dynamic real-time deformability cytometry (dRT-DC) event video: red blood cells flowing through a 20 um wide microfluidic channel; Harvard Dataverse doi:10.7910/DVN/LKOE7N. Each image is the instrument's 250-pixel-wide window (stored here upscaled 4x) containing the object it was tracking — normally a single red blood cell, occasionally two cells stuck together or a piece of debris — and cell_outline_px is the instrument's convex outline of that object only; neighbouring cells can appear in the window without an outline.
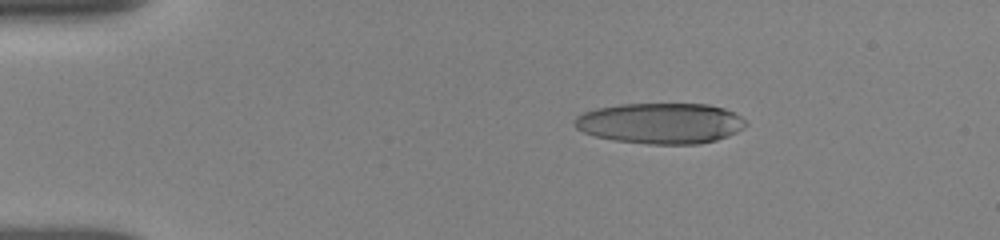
{"species": "human", "species_latin": "Homo sapiens", "temperature_condition": "room temperature", "stored_images_in_passage": 43, "camera_frame_rate_fps": 3000, "um_per_image_px": 0.085, "donor": {"sex": "female"}, "frame": {"image": 1, "passage_image": 13, "time_ms": 2.667, "image_size_px": [1000, 240], "cell_outline_px": [[748, 124], [744, 128], [728, 136], [716, 140], [700, 144], [648, 144], [616, 140], [596, 136], [584, 132], [576, 128], [572, 120], [576, 116], [584, 112], [596, 108], [620, 104], [708, 104], [724, 108], [740, 116]], "centroid_in_image_um": [56.14, 10.47], "position_along_channel_um": 28.9, "area_um2": 40.69}}
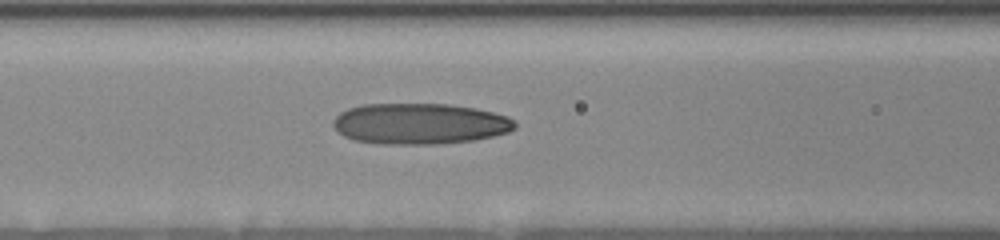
{"frame": {"image": 2, "passage_image": 28, "time_ms": 7.0, "image_size_px": [1000, 240], "cell_outline_px": [[516, 128], [508, 132], [492, 136], [472, 140], [440, 144], [380, 144], [352, 140], [344, 136], [332, 124], [332, 120], [340, 112], [348, 108], [360, 104], [448, 104], [476, 108], [508, 116], [516, 124]], "centroid_in_image_um": [35.65, 10.51], "position_along_channel_um": 130.9, "area_um2": 43.52}}
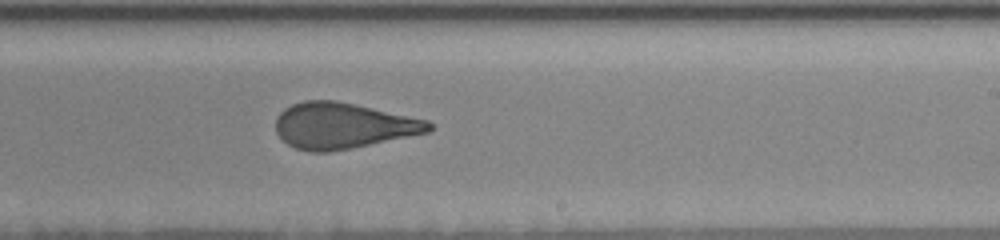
{"frame": {"image": 3, "passage_image": 41, "time_ms": 10.333, "image_size_px": [1000, 240], "cell_outline_px": [[432, 128], [428, 132], [328, 152], [312, 152], [296, 148], [288, 144], [276, 132], [276, 116], [284, 108], [292, 104], [304, 100], [336, 100], [428, 120], [432, 124]], "centroid_in_image_um": [29.1, 10.66], "position_along_channel_um": 259.9, "area_um2": 40.46}}